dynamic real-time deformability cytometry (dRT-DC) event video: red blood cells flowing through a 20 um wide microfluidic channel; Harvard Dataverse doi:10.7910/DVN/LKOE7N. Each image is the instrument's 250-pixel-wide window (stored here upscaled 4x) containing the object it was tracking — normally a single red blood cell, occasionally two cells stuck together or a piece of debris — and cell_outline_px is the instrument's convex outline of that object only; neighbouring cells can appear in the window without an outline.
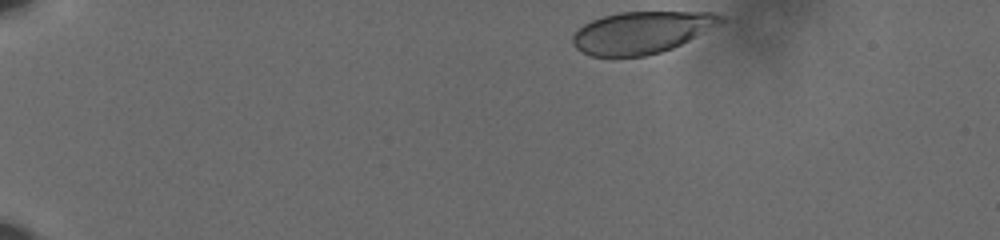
{"species": "human", "species_latin": "Homo sapiens", "temperature_condition": "cold", "stored_images_in_passage": 42, "camera_frame_rate_fps": 3000, "um_per_image_px": 0.085, "donor": {"sex": "male"}, "frame": {"image": 1, "passage_image": 1, "time_ms": 0.0, "image_size_px": [1000, 240], "cell_outline_px": [[724, 20], [720, 24], [672, 48], [660, 52], [644, 56], [612, 60], [588, 56], [576, 48], [572, 44], [572, 36], [584, 24], [592, 20], [604, 16], [620, 12], [712, 12], [724, 16]], "centroid_in_image_um": [54.47, 2.8], "position_along_channel_um": 30.5, "area_um2": 36.76}}
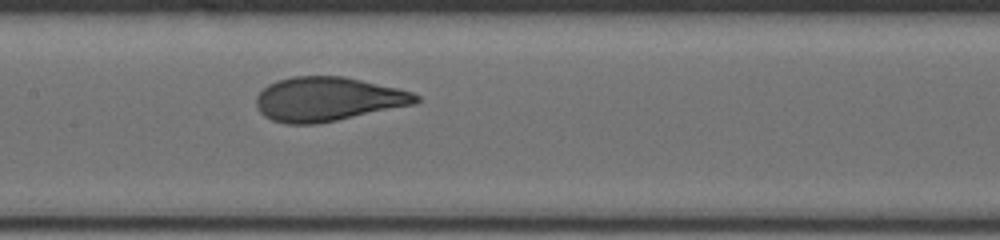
{"frame": {"image": 2, "passage_image": 22, "time_ms": 7.0, "image_size_px": [1000, 240], "cell_outline_px": [[420, 100], [416, 104], [316, 124], [284, 124], [272, 120], [264, 116], [260, 112], [256, 104], [256, 96], [268, 84], [276, 80], [292, 76], [344, 76], [396, 88], [412, 92], [420, 96]], "centroid_in_image_um": [27.84, 8.42], "position_along_channel_um": 179.6, "area_um2": 41.04}}
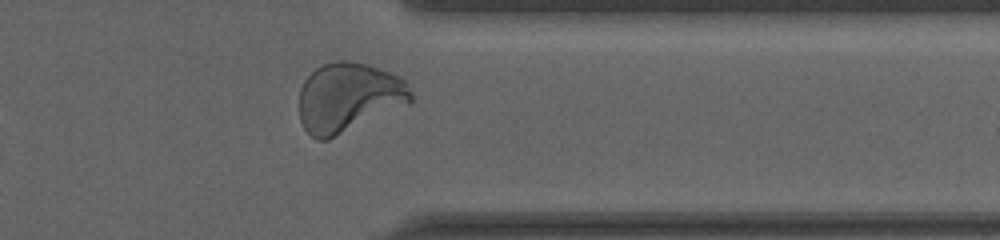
{"frame": {"image": 3, "passage_image": 39, "time_ms": 12.667, "image_size_px": [1000, 240], "cell_outline_px": [[412, 100], [408, 104], [328, 140], [316, 140], [304, 128], [300, 120], [300, 88], [304, 80], [316, 68], [324, 64], [336, 60], [348, 60], [368, 64], [400, 76], [404, 80], [412, 92]], "centroid_in_image_um": [29.63, 8.27], "position_along_channel_um": 381.8, "area_um2": 45.2}, "authors_computed_cell_mechanics": {"area_um2": 40.9513, "velocity_mm_per_s": 3.5968, "shape_relaxation_time_tau1_ms": 3.979, "shape_relaxation_time_tau2_ms": null, "deformation_change_tau1": 0.1594, "deformation_change_tau2": null}}